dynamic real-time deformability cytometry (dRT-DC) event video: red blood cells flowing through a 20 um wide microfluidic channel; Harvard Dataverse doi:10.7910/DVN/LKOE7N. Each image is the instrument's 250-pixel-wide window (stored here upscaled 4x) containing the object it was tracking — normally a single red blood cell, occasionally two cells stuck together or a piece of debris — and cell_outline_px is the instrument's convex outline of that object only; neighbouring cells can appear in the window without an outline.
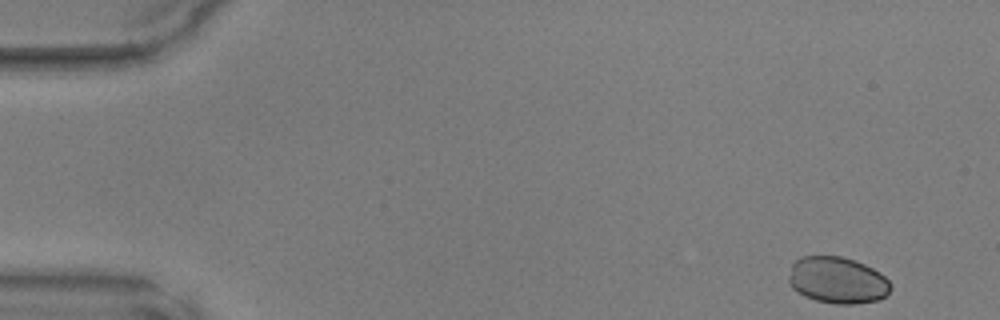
{"species": "common noctule bat (a hibernating species)", "species_latin": "Nyctalus noctula", "temperature_condition": "warm", "stored_images_in_passage": 47, "camera_frame_rate_fps": 3000, "um_per_image_px": 0.085, "animal": {"sex": "male", "body_mass_g": 17.9, "forearm_length_mm": 54.2}, "frame": {"image": 1, "passage_image": 1, "time_ms": 0.0, "image_size_px": [1000, 320], "cell_outline_px": [[892, 288], [884, 296], [876, 300], [856, 304], [836, 304], [816, 300], [804, 296], [792, 288], [788, 280], [788, 276], [792, 264], [800, 256], [840, 256], [856, 260], [880, 272], [892, 284]], "centroid_in_image_um": [71.17, 23.81], "position_along_channel_um": 13.8, "area_um2": 27.8}}
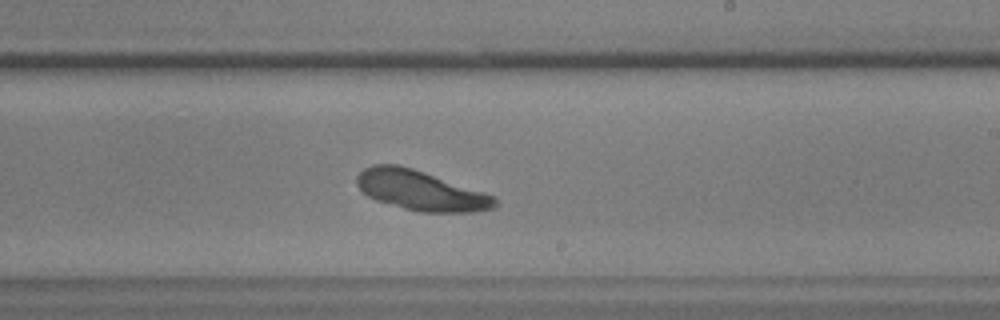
{"frame": {"image": 2, "passage_image": 27, "time_ms": 8.667, "image_size_px": [1000, 320], "cell_outline_px": [[500, 204], [496, 208], [472, 212], [420, 212], [404, 208], [376, 200], [368, 196], [356, 184], [356, 176], [364, 168], [372, 164], [396, 164], [412, 168], [496, 196]], "centroid_in_image_um": [35.79, 16.19], "position_along_channel_um": 253.2, "area_um2": 32.08}}
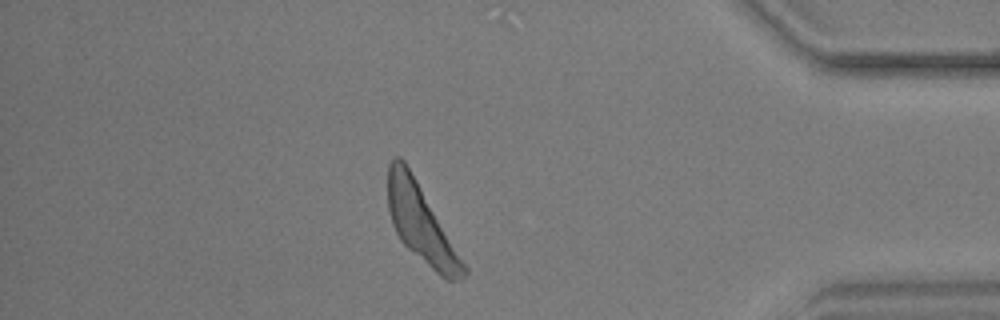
{"frame": {"image": 3, "passage_image": 40, "time_ms": 13.0, "image_size_px": [1000, 320], "cell_outline_px": [[468, 272], [460, 280], [448, 280], [440, 276], [408, 248], [400, 240], [392, 224], [388, 208], [388, 164], [396, 156], [400, 156], [404, 160], [416, 180], [468, 268]], "centroid_in_image_um": [35.78, 19.02], "position_along_channel_um": 399.4, "area_um2": 33.41}}